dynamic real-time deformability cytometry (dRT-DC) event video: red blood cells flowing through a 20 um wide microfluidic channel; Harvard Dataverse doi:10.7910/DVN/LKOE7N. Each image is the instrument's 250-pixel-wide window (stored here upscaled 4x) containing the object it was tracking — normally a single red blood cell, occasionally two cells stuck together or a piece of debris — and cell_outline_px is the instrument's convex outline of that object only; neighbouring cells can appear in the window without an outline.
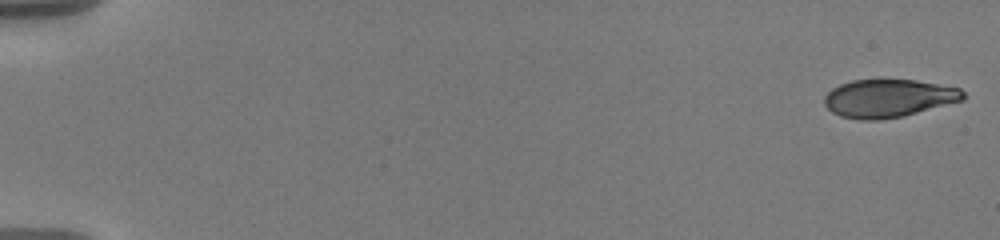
{"species": "human", "species_latin": "Homo sapiens", "temperature_condition": "warm", "stored_images_in_passage": 42, "camera_frame_rate_fps": 3000, "um_per_image_px": 0.085, "donor": {"sex": "male"}, "frame": {"image": 1, "passage_image": 1, "time_ms": 0.0, "image_size_px": [1000, 240], "cell_outline_px": [[964, 100], [904, 116], [880, 120], [860, 120], [840, 116], [832, 112], [824, 104], [824, 96], [832, 88], [840, 84], [852, 80], [916, 80], [960, 88], [964, 92]], "centroid_in_image_um": [75.51, 8.36], "position_along_channel_um": 9.5, "area_um2": 30.81}}
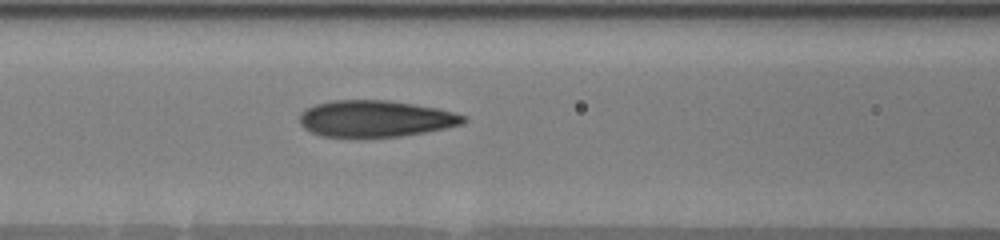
{"frame": {"image": 2, "passage_image": 26, "time_ms": 8.333, "image_size_px": [1000, 240], "cell_outline_px": [[468, 120], [464, 124], [424, 132], [400, 136], [360, 140], [320, 136], [304, 128], [300, 124], [300, 112], [316, 104], [332, 100], [388, 100], [436, 108], [468, 116]], "centroid_in_image_um": [31.88, 10.13], "position_along_channel_um": 134.7, "area_um2": 35.72}}
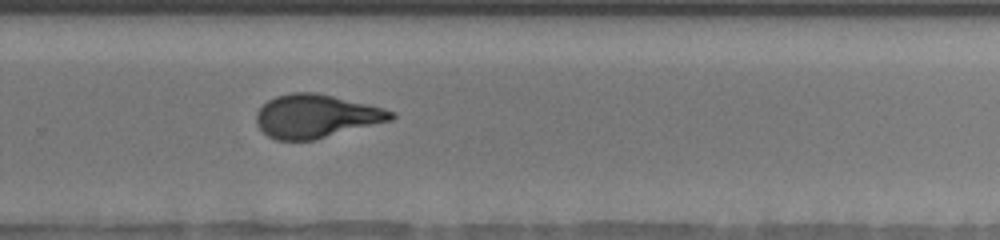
{"frame": {"image": 3, "passage_image": 36, "time_ms": 13.0, "image_size_px": [1000, 240], "cell_outline_px": [[396, 116], [392, 120], [312, 140], [276, 140], [268, 136], [256, 124], [256, 112], [268, 100], [276, 96], [292, 92], [316, 92], [368, 104], [384, 108], [396, 112]], "centroid_in_image_um": [26.87, 9.86], "position_along_channel_um": 302.9, "area_um2": 33.93}}